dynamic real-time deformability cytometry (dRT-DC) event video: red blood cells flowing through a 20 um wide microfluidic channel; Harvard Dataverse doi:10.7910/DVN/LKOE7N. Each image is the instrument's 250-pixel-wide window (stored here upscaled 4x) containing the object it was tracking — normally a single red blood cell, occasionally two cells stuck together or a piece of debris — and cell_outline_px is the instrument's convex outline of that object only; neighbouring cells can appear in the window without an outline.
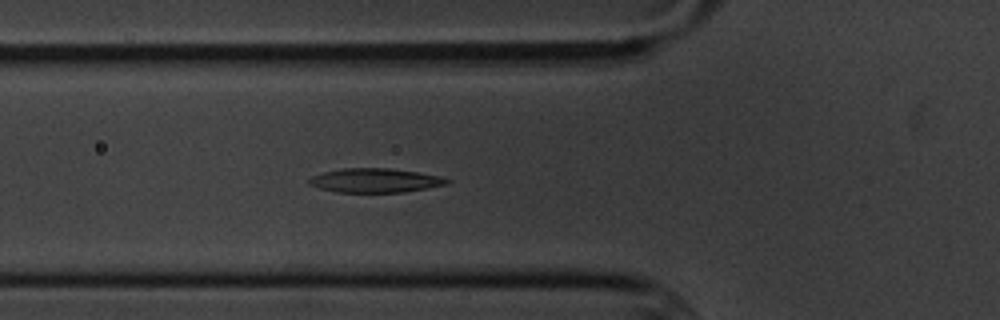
{"species": "common noctule bat (a hibernating species)", "species_latin": "Nyctalus noctula", "temperature_condition": "cold", "stored_images_in_passage": 6, "camera_frame_rate_fps": 3000, "um_per_image_px": 0.085, "animal": {"sex": "male", "body_mass_g": 20.1, "forearm_length_mm": 53.5}, "frame": {"image": 1, "passage_image": 6, "time_ms": 5.667, "image_size_px": [1000, 320], "cell_outline_px": [[452, 180], [448, 184], [428, 188], [404, 192], [336, 192], [320, 188], [308, 184], [308, 180], [312, 176], [324, 172], [340, 168], [388, 168], [416, 172], [436, 176]], "centroid_in_image_um": [31.86, 15.34], "position_along_channel_um": 93.9, "area_um2": 19.25}}